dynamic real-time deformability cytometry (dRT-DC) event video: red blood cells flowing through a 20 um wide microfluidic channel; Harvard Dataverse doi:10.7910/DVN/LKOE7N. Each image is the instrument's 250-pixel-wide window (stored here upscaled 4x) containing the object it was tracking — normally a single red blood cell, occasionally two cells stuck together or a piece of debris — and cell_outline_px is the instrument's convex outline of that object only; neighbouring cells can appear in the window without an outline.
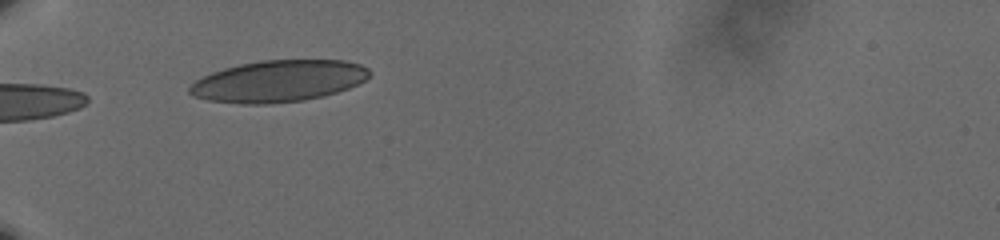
{"species": "human", "species_latin": "Homo sapiens", "temperature_condition": "cold", "stored_images_in_passage": 6, "camera_frame_rate_fps": 3000, "um_per_image_px": 0.085, "donor": {"sex": "male"}, "frame": {"image": 1, "passage_image": 2, "time_ms": 0.333, "image_size_px": [1000, 240], "cell_outline_px": [[372, 72], [364, 80], [348, 88], [324, 96], [304, 100], [268, 104], [240, 104], [208, 100], [192, 96], [188, 92], [188, 88], [196, 80], [212, 72], [224, 68], [240, 64], [260, 60], [344, 60], [360, 64], [368, 68]], "centroid_in_image_um": [23.65, 6.9], "position_along_channel_um": 61.3, "area_um2": 43.7}}
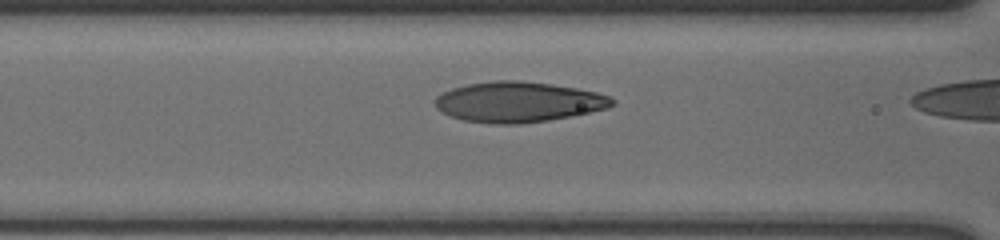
{"frame": {"image": 2, "passage_image": 5, "time_ms": 1.333, "image_size_px": [1000, 240], "cell_outline_px": [[616, 104], [604, 108], [588, 112], [548, 120], [516, 124], [496, 124], [464, 120], [452, 116], [436, 108], [436, 96], [452, 88], [468, 84], [492, 80], [520, 80], [552, 84], [576, 88], [596, 92], [608, 96], [616, 100]], "centroid_in_image_um": [44.05, 8.65], "position_along_channel_um": 122.5, "area_um2": 41.27}}